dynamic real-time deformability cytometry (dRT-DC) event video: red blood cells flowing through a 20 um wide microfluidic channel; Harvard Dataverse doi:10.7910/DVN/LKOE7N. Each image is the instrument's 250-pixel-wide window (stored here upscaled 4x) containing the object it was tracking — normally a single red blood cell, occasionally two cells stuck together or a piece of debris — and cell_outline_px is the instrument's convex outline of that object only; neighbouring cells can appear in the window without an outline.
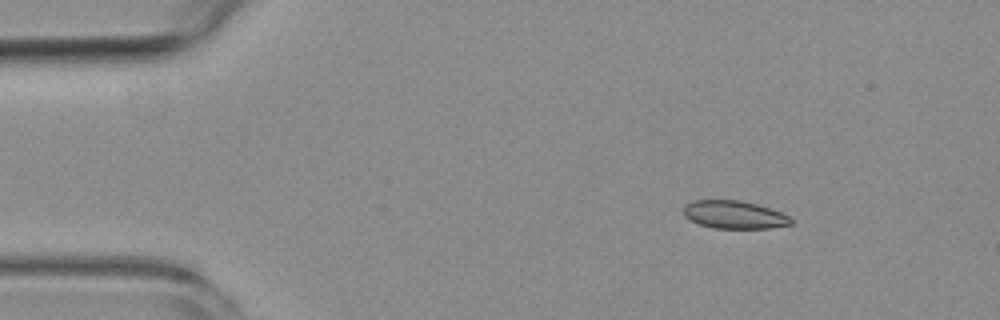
{"species": "common noctule bat (a hibernating species)", "species_latin": "Nyctalus noctula", "temperature_condition": "room temperature", "stored_images_in_passage": 4, "camera_frame_rate_fps": 3000, "um_per_image_px": 0.085, "animal": {"sex": "female", "body_mass_g": 19.3, "forearm_length_mm": 54.1}, "frame": {"image": 1, "passage_image": 2, "time_ms": 1.0, "image_size_px": [1000, 320], "cell_outline_px": [[792, 224], [768, 228], [712, 228], [700, 224], [684, 216], [684, 204], [692, 200], [740, 200], [756, 204], [780, 212], [788, 216], [792, 220]], "centroid_in_image_um": [62.38, 18.24], "position_along_channel_um": 22.6, "area_um2": 17.34}}